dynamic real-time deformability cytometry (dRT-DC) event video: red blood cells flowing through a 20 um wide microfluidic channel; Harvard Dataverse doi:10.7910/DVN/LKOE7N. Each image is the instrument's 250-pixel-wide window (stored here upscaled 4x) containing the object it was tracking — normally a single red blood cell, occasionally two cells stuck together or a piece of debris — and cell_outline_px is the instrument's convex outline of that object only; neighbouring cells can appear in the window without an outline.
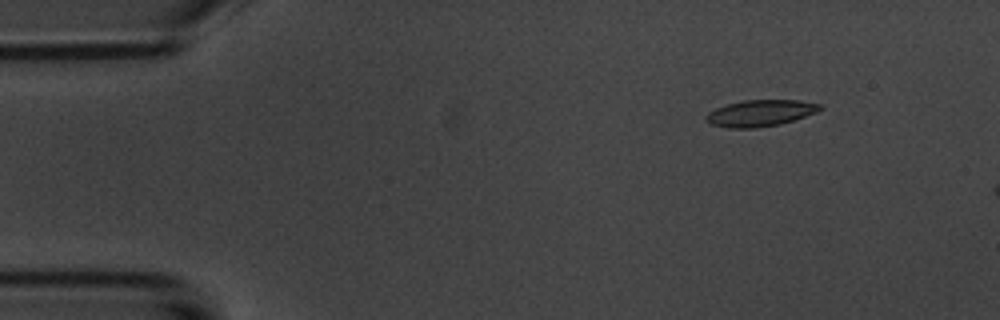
{"species": "common noctule bat (a hibernating species)", "species_latin": "Nyctalus noctula", "temperature_condition": "room temperature", "stored_images_in_passage": 4, "camera_frame_rate_fps": 3000, "um_per_image_px": 0.085, "animal": {"sex": "male", "body_mass_g": 20.1, "forearm_length_mm": 53.5}, "frame": {"image": 1, "passage_image": 2, "time_ms": 1.0, "image_size_px": [1000, 320], "cell_outline_px": [[824, 108], [816, 112], [780, 124], [756, 128], [728, 128], [712, 124], [704, 120], [704, 116], [708, 112], [716, 108], [728, 104], [744, 100], [800, 100], [820, 104]], "centroid_in_image_um": [64.6, 9.61], "position_along_channel_um": 20.4, "area_um2": 17.51}}